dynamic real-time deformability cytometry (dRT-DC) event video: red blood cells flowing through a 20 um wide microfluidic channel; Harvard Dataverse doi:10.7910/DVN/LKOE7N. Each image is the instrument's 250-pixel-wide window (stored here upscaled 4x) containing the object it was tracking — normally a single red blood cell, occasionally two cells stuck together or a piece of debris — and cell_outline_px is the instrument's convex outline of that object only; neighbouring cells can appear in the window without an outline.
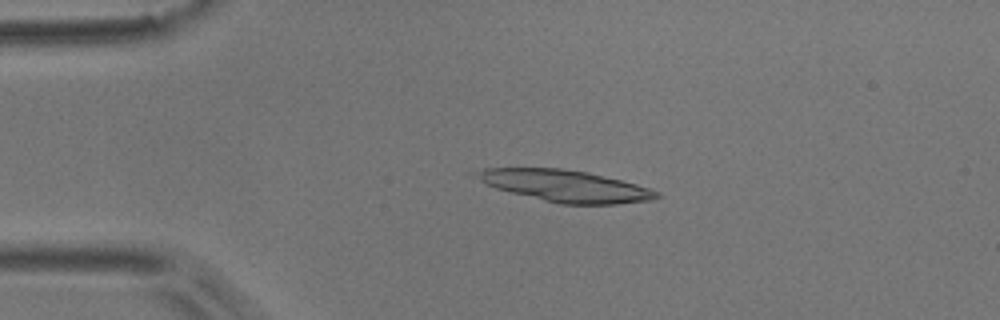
{"species": "common noctule bat (a hibernating species)", "species_latin": "Nyctalus noctula", "temperature_condition": "room temperature", "stored_images_in_passage": 3, "camera_frame_rate_fps": 3000, "um_per_image_px": 0.085, "animal": {"sex": "male", "body_mass_g": 17.9}, "frame": {"image": 1, "passage_image": 2, "time_ms": 0.333, "image_size_px": [1000, 320], "cell_outline_px": [[660, 196], [652, 200], [616, 204], [560, 204], [496, 188], [468, 176], [468, 172], [484, 168], [560, 168], [588, 172], [636, 184], [660, 192]], "centroid_in_image_um": [47.96, 15.79], "position_along_channel_um": 37.0, "area_um2": 33.35}}